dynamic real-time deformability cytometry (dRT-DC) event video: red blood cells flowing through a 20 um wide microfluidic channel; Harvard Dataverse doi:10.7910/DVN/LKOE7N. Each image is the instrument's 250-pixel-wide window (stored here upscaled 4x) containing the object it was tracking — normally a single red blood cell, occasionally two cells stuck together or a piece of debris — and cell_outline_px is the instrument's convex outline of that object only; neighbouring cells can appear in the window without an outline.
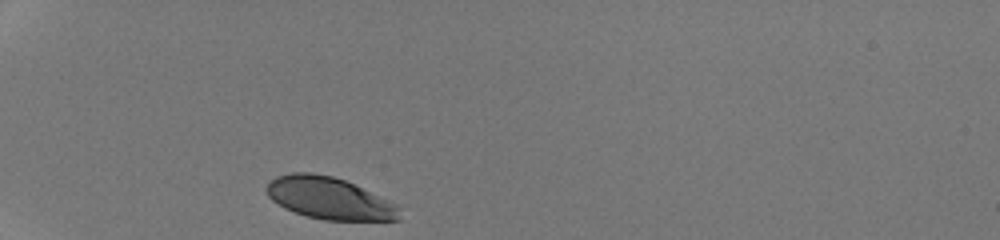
{"species": "human", "species_latin": "Homo sapiens", "temperature_condition": "room temperature", "stored_images_in_passage": 28, "camera_frame_rate_fps": 3000, "um_per_image_px": 0.085, "donor": {"sex": "male"}, "frame": {"image": 1, "passage_image": 1, "time_ms": 0.0, "image_size_px": [1000, 240], "cell_outline_px": [[400, 220], [324, 220], [308, 216], [284, 208], [272, 200], [268, 196], [264, 188], [276, 176], [292, 172], [312, 172], [332, 176], [344, 180], [388, 200], [396, 204]], "centroid_in_image_um": [27.93, 16.84], "position_along_channel_um": 57.1, "area_um2": 32.19}}
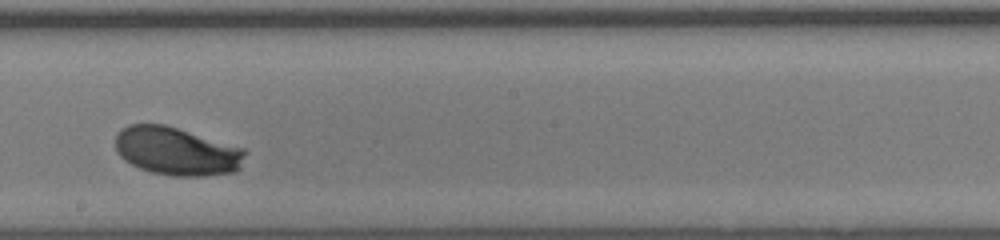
{"frame": {"image": 2, "passage_image": 16, "time_ms": 5.0, "image_size_px": [1000, 240], "cell_outline_px": [[248, 152], [240, 168], [236, 172], [204, 176], [172, 176], [152, 172], [140, 168], [124, 160], [116, 152], [116, 132], [120, 128], [128, 124], [164, 124], [244, 148]], "centroid_in_image_um": [15.02, 12.85], "position_along_channel_um": 233.2, "area_um2": 36.7}}
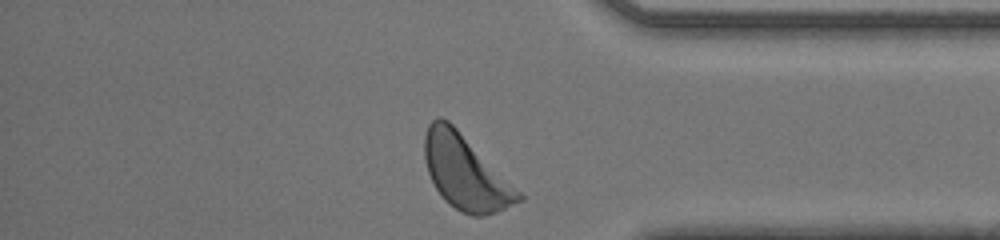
{"frame": {"image": 3, "passage_image": 28, "time_ms": 9.0, "image_size_px": [1000, 240], "cell_outline_px": [[524, 200], [496, 212], [484, 216], [472, 216], [460, 212], [448, 204], [444, 200], [436, 188], [428, 172], [424, 160], [424, 136], [428, 124], [436, 116], [440, 116], [448, 120], [524, 196]], "centroid_in_image_um": [39.53, 14.67], "position_along_channel_um": 395.7, "area_um2": 40.17}, "authors_computed_cell_mechanics": {"area_um2": 35.7782, "velocity_mm_per_s": 4.2143, "shape_relaxation_time_tau1_ms": 2.5565, "shape_relaxation_time_tau2_ms": null, "deformation_change_tau1": 0.1351, "deformation_change_tau2": null}}